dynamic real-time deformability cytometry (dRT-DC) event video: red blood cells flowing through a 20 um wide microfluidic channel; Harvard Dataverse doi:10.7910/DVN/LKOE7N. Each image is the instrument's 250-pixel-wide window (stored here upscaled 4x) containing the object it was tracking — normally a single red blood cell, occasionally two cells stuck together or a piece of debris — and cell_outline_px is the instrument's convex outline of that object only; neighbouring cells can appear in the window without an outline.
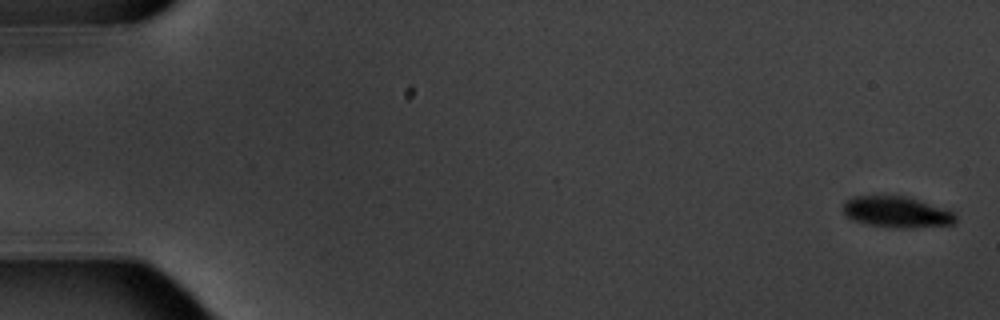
{"species": "common noctule bat (a hibernating species)", "species_latin": "Nyctalus noctula", "temperature_condition": "warm", "stored_images_in_passage": 6, "camera_frame_rate_fps": 3000, "um_per_image_px": 0.085, "animal": {"sex": "male", "body_mass_g": 20.1, "forearm_length_mm": 53.5}, "frame": {"image": 1, "passage_image": 1, "time_ms": 0.0, "image_size_px": [1000, 320], "cell_outline_px": [[956, 220], [952, 224], [912, 228], [892, 228], [868, 224], [852, 220], [844, 216], [844, 200], [852, 196], [908, 196], [956, 212]], "centroid_in_image_um": [76.21, 18.02], "position_along_channel_um": 8.8, "area_um2": 20.63}}
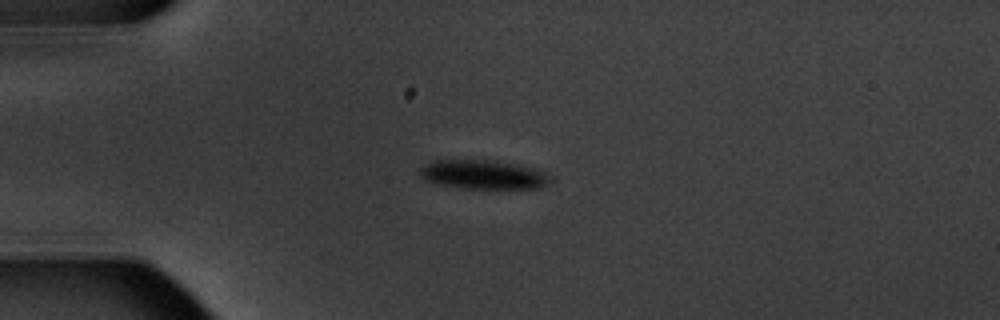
{"frame": {"image": 2, "passage_image": 5, "time_ms": 4.667, "image_size_px": [1000, 320], "cell_outline_px": [[548, 184], [540, 188], [468, 188], [444, 184], [428, 180], [420, 176], [420, 168], [424, 164], [432, 160], [492, 160], [548, 168]], "centroid_in_image_um": [41.2, 14.8], "position_along_channel_um": 43.8, "area_um2": 22.25}}